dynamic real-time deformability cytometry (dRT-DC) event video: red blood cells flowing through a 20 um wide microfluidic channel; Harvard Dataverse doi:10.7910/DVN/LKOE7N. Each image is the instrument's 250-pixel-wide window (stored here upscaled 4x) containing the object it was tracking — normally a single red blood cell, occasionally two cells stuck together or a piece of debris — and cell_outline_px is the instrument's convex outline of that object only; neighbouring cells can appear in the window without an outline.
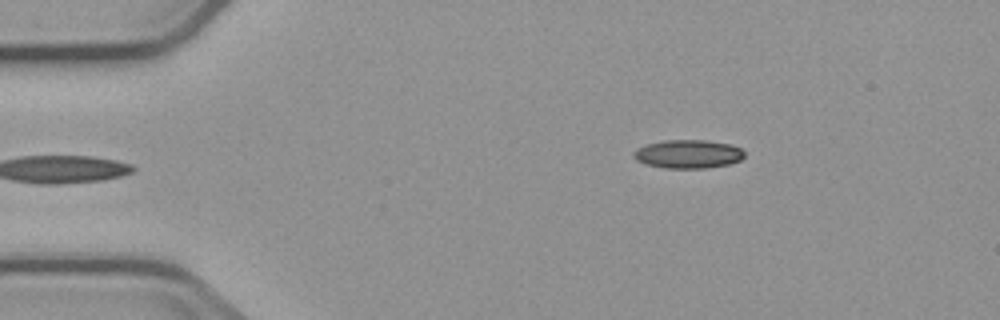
{"species": "common noctule bat (a hibernating species)", "species_latin": "Nyctalus noctula", "temperature_condition": "cold", "stored_images_in_passage": 3, "camera_frame_rate_fps": 3000, "um_per_image_px": 0.085, "animal": {"sex": "male", "body_mass_g": 23.1, "forearm_length_mm": 52.7}, "frame": {"image": 1, "passage_image": 1, "time_ms": 0.0, "image_size_px": [1000, 320], "cell_outline_px": [[744, 156], [740, 160], [728, 164], [704, 168], [664, 168], [648, 164], [636, 160], [632, 156], [632, 152], [636, 148], [648, 144], [664, 140], [704, 140], [728, 144], [740, 148], [744, 152]], "centroid_in_image_um": [58.45, 13.09], "position_along_channel_um": 26.5, "area_um2": 18.26}}